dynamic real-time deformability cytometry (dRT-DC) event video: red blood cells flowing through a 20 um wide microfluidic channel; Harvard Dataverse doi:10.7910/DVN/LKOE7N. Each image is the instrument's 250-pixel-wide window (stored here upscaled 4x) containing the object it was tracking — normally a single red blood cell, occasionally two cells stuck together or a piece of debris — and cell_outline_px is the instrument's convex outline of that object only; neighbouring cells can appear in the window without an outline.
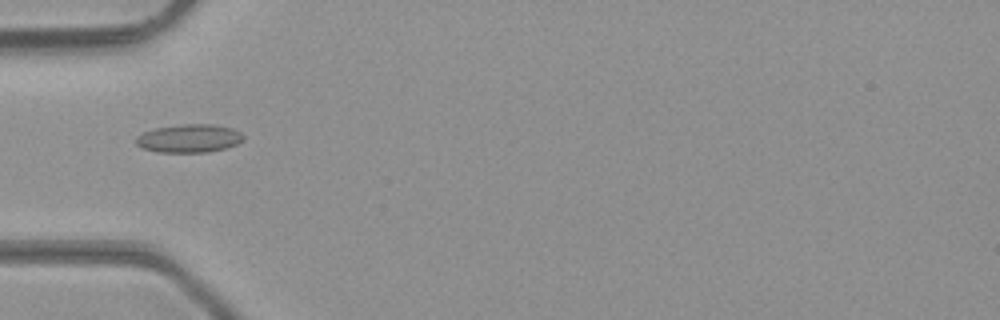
{"species": "common noctule bat (a hibernating species)", "species_latin": "Nyctalus noctula", "temperature_condition": "room temperature", "stored_images_in_passage": 34, "camera_frame_rate_fps": 3000, "um_per_image_px": 0.085, "animal": {"sex": "male", "body_mass_g": 23.1, "forearm_length_mm": 52.7}, "frame": {"image": 1, "passage_image": 2, "time_ms": 0.333, "image_size_px": [1000, 320], "cell_outline_px": [[244, 140], [236, 144], [224, 148], [204, 152], [156, 152], [144, 148], [136, 144], [136, 136], [144, 132], [156, 128], [180, 124], [212, 124], [232, 128], [240, 132], [244, 136]], "centroid_in_image_um": [16.08, 11.75], "position_along_channel_um": 68.9, "area_um2": 17.57}}
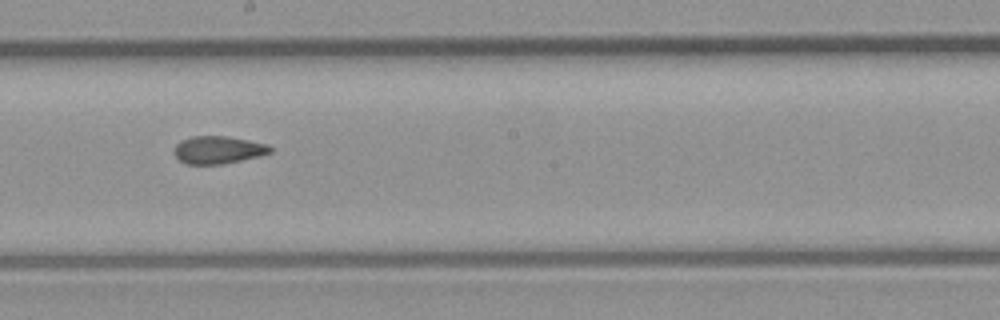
{"frame": {"image": 2, "passage_image": 13, "time_ms": 4.0, "image_size_px": [1000, 320], "cell_outline_px": [[272, 152], [260, 156], [224, 164], [188, 164], [180, 160], [176, 156], [176, 144], [180, 140], [192, 136], [224, 136], [248, 140], [268, 144], [272, 148]], "centroid_in_image_um": [18.58, 12.74], "position_along_channel_um": 229.6, "area_um2": 15.37}}
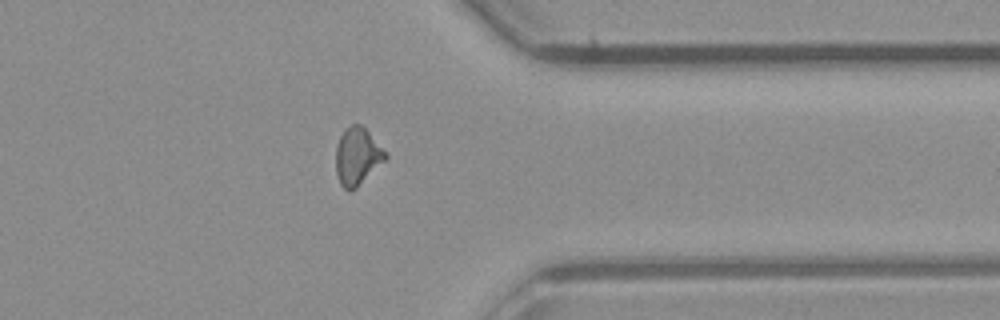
{"frame": {"image": 3, "passage_image": 24, "time_ms": 7.667, "image_size_px": [1000, 320], "cell_outline_px": [[388, 156], [356, 188], [348, 192], [340, 184], [336, 172], [336, 144], [344, 128], [352, 124], [360, 124], [368, 132]], "centroid_in_image_um": [30.32, 13.29], "position_along_channel_um": 381.1, "area_um2": 16.24}, "authors_computed_cell_mechanics": {"area_um2": 15.6927, "velocity_mm_per_s": 4.3501, "shape_relaxation_time_tau1_ms": null, "shape_relaxation_time_tau2_ms": 1.9133, "deformation_change_tau1": null, "deformation_change_tau2": 0.0765}}